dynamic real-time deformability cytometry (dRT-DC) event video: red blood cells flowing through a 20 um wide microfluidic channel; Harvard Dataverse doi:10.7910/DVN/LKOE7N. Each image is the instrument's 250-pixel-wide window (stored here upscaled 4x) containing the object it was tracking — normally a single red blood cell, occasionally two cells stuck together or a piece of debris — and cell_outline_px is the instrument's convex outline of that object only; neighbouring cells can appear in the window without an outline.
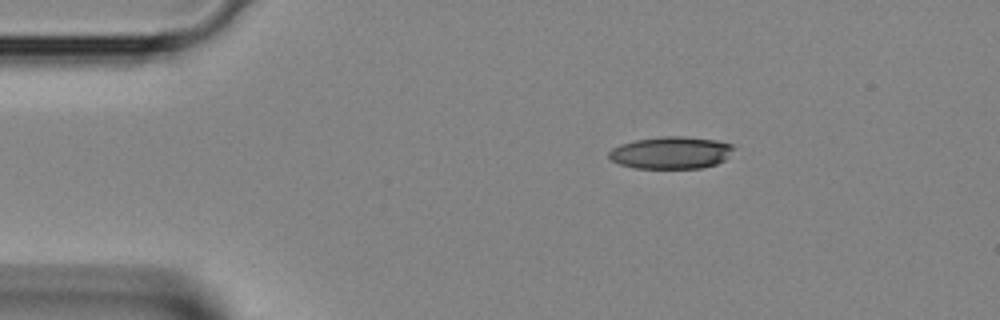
{"species": "Egyptian fruit bat (a non-hibernating species)", "species_latin": "Rousettus aegyptiacus", "temperature_condition": "room temperature", "stored_images_in_passage": 2, "camera_frame_rate_fps": 3000, "um_per_image_px": 0.085, "animal": {"sex": "female"}, "frame": {"image": 1, "passage_image": 1, "time_ms": 0.0, "image_size_px": [1000, 320], "cell_outline_px": [[732, 148], [728, 156], [724, 160], [716, 164], [700, 168], [636, 168], [620, 164], [612, 160], [608, 156], [608, 152], [612, 148], [620, 144], [636, 140], [660, 136], [684, 136], [716, 140], [732, 144]], "centroid_in_image_um": [57.01, 12.97], "position_along_channel_um": 28.0, "area_um2": 23.29}}